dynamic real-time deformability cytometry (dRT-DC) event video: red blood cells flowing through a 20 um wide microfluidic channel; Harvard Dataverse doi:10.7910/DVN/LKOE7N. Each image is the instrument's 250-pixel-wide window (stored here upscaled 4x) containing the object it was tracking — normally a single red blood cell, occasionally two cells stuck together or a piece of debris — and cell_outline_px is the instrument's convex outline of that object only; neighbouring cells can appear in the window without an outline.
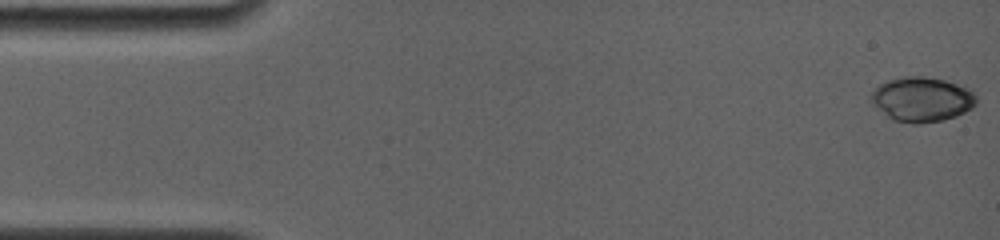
{"species": "common noctule bat (a hibernating species)", "species_latin": "Nyctalus noctula", "temperature_condition": "room temperature", "stored_images_in_passage": 11, "camera_frame_rate_fps": 4000, "um_per_image_px": 0.085, "animal": {"sex": "female", "body_mass_g": 19.0, "forearm_length_mm": 56.7}, "frame": {"image": 1, "passage_image": 1, "time_ms": 0.0, "image_size_px": [1000, 240], "cell_outline_px": [[976, 100], [968, 108], [952, 116], [940, 120], [896, 120], [876, 104], [872, 96], [872, 92], [880, 84], [892, 80], [940, 80], [964, 88]], "centroid_in_image_um": [78.34, 8.45], "position_along_channel_um": 6.7, "area_um2": 23.76}}